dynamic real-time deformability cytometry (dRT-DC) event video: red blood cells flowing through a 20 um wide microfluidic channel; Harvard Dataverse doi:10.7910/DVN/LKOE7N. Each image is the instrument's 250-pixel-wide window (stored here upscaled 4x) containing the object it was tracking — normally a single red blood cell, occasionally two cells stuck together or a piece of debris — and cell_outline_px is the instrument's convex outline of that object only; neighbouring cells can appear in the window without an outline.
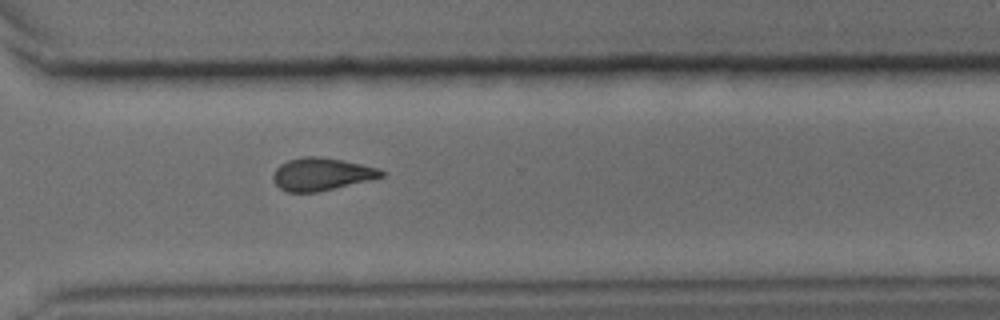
{"species": "common noctule bat (a hibernating species)", "species_latin": "Nyctalus noctula", "temperature_condition": "cold", "stored_images_in_passage": 31, "camera_frame_rate_fps": 3000, "um_per_image_px": 0.085, "animal": {"sex": "male", "body_mass_g": 15.6}, "frame": {"image": 1, "passage_image": 27, "time_ms": 8.667, "image_size_px": [1000, 320], "cell_outline_px": [[384, 176], [368, 180], [316, 192], [288, 192], [280, 188], [272, 180], [272, 176], [276, 168], [280, 164], [288, 160], [304, 156], [316, 156], [344, 160], [380, 168], [384, 172]], "centroid_in_image_um": [27.31, 14.79], "position_along_channel_um": 343.3, "area_um2": 20.46}}